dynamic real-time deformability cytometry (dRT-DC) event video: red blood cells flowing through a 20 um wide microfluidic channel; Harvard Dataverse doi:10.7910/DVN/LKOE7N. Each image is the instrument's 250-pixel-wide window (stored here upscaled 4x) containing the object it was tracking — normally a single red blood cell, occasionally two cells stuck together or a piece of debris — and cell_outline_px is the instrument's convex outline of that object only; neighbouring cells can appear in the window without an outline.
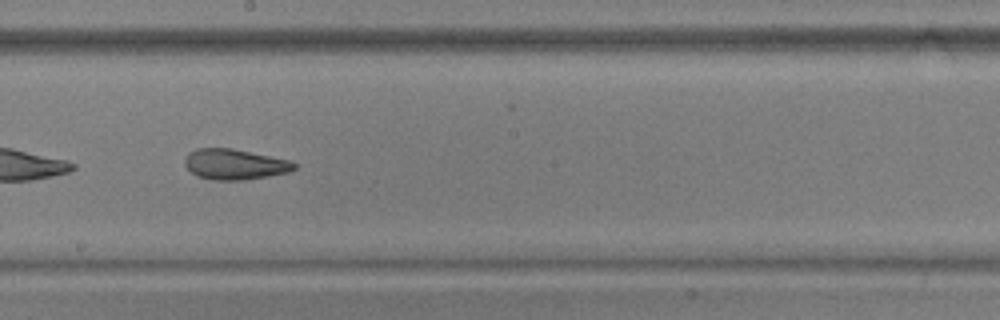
{"species": "common noctule bat (a hibernating species)", "species_latin": "Nyctalus noctula", "temperature_condition": "warm", "stored_images_in_passage": 53, "camera_frame_rate_fps": 3000, "um_per_image_px": 0.085, "animal": {"sex": "male", "body_mass_g": 17.9, "forearm_length_mm": 54.2}, "frame": {"image": 1, "passage_image": 31, "time_ms": 10.0, "image_size_px": [1000, 320], "cell_outline_px": [[296, 168], [288, 172], [268, 176], [244, 180], [212, 180], [196, 176], [184, 164], [184, 160], [188, 152], [196, 148], [232, 148], [288, 160], [296, 164]], "centroid_in_image_um": [19.91, 13.97], "position_along_channel_um": 228.3, "area_um2": 19.42}}
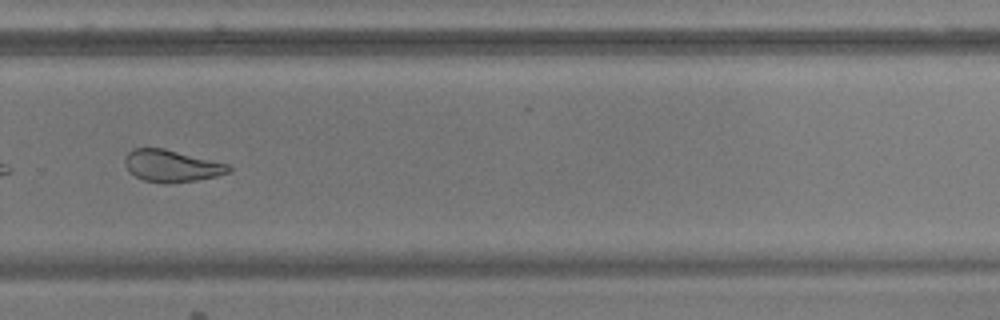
{"frame": {"image": 2, "passage_image": 38, "time_ms": 12.333, "image_size_px": [1000, 320], "cell_outline_px": [[232, 172], [216, 176], [196, 180], [168, 184], [164, 184], [144, 180], [128, 172], [124, 164], [124, 156], [132, 148], [164, 148], [228, 164], [232, 168]], "centroid_in_image_um": [14.56, 14.1], "position_along_channel_um": 315.2, "area_um2": 19.54}, "authors_computed_cell_mechanics": {"area_um2": 23.409, "velocity_mm_per_s": 3.7357, "shape_relaxation_time_tau1_ms": null, "shape_relaxation_time_tau2_ms": 2.3056, "deformation_change_tau1": null, "deformation_change_tau2": 0.0986}}